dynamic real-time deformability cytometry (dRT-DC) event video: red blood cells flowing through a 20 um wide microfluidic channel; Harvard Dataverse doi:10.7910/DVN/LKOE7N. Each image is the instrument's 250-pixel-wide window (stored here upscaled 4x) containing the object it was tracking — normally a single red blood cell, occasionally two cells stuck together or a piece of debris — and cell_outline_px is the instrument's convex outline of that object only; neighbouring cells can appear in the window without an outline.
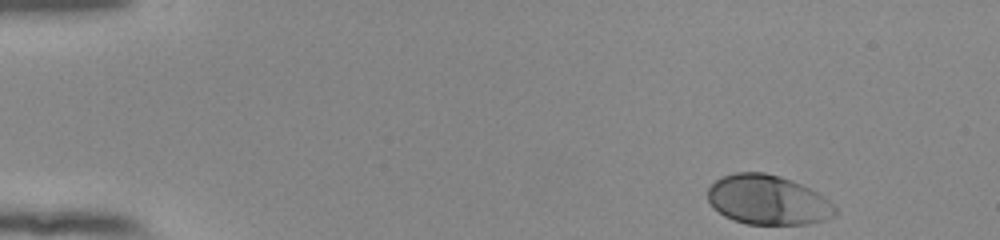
{"species": "human", "species_latin": "Homo sapiens", "temperature_condition": "room temperature", "stored_images_in_passage": 49, "camera_frame_rate_fps": 3000, "um_per_image_px": 0.085, "donor": {"sex": "female"}, "frame": {"image": 1, "passage_image": 1, "time_ms": 0.0, "image_size_px": [1000, 240], "cell_outline_px": [[836, 216], [824, 220], [808, 224], [748, 224], [732, 220], [724, 216], [712, 208], [708, 200], [708, 188], [716, 180], [724, 176], [736, 172], [764, 172], [780, 176], [792, 180], [824, 196], [836, 208]], "centroid_in_image_um": [65.25, 17.0], "position_along_channel_um": 19.8, "area_um2": 36.88}}
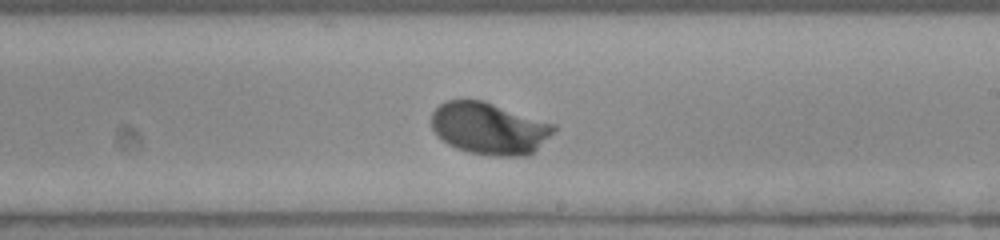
{"frame": {"image": 2, "passage_image": 28, "time_ms": 9.0, "image_size_px": [1000, 240], "cell_outline_px": [[556, 128], [528, 156], [488, 156], [468, 152], [456, 148], [448, 144], [436, 136], [432, 128], [432, 112], [444, 100], [484, 100], [556, 124]], "centroid_in_image_um": [41.54, 10.91], "position_along_channel_um": 247.5, "area_um2": 37.11}}
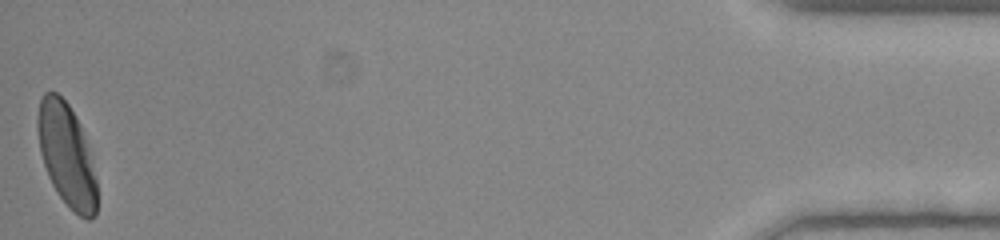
{"frame": {"image": 3, "passage_image": 49, "time_ms": 16.0, "image_size_px": [1000, 240], "cell_outline_px": [[96, 216], [88, 220], [80, 216], [60, 196], [52, 184], [48, 176], [40, 152], [36, 128], [36, 116], [40, 96], [44, 92], [56, 92], [68, 104], [80, 124], [88, 148], [96, 180]], "centroid_in_image_um": [5.62, 13.12], "position_along_channel_um": 429.6, "area_um2": 35.2}, "authors_computed_cell_mechanics": {"area_um2": 35.7782, "velocity_mm_per_s": 3.8251, "shape_relaxation_time_tau1_ms": 2.5808, "shape_relaxation_time_tau2_ms": null, "deformation_change_tau1": 0.1639, "deformation_change_tau2": null}}